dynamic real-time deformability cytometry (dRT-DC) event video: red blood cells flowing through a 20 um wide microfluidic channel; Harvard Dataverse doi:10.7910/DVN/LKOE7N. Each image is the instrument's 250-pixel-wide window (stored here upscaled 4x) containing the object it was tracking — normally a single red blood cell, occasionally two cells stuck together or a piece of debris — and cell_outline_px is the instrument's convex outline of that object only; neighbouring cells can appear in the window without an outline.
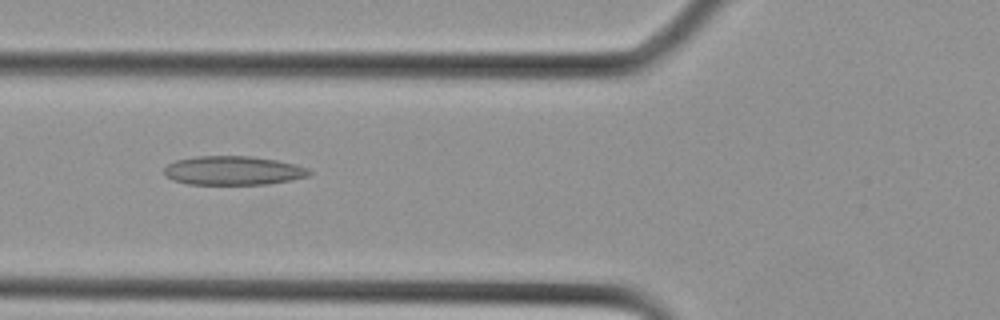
{"species": "Egyptian fruit bat (a non-hibernating species)", "species_latin": "Rousettus aegyptiacus", "temperature_condition": "cold", "stored_images_in_passage": 21, "camera_frame_rate_fps": 3000, "um_per_image_px": 0.085, "animal": {"sex": "female"}, "frame": {"image": 1, "passage_image": 11, "time_ms": 3.333, "image_size_px": [1000, 320], "cell_outline_px": [[312, 172], [308, 176], [292, 180], [268, 184], [188, 184], [172, 180], [164, 176], [164, 168], [168, 164], [176, 160], [196, 156], [252, 156], [276, 160], [296, 164], [308, 168]], "centroid_in_image_um": [19.82, 14.5], "position_along_channel_um": 106.0, "area_um2": 24.62}}
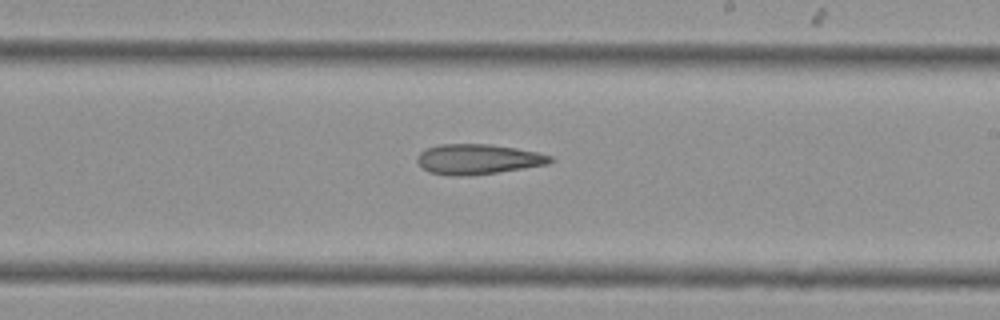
{"frame": {"image": 2, "passage_image": 17, "time_ms": 5.333, "image_size_px": [1000, 320], "cell_outline_px": [[556, 160], [548, 164], [496, 172], [468, 176], [452, 176], [428, 172], [416, 160], [420, 152], [428, 148], [440, 144], [488, 144], [516, 148], [536, 152], [552, 156]], "centroid_in_image_um": [40.63, 13.53], "position_along_channel_um": 248.4, "area_um2": 23.24}}
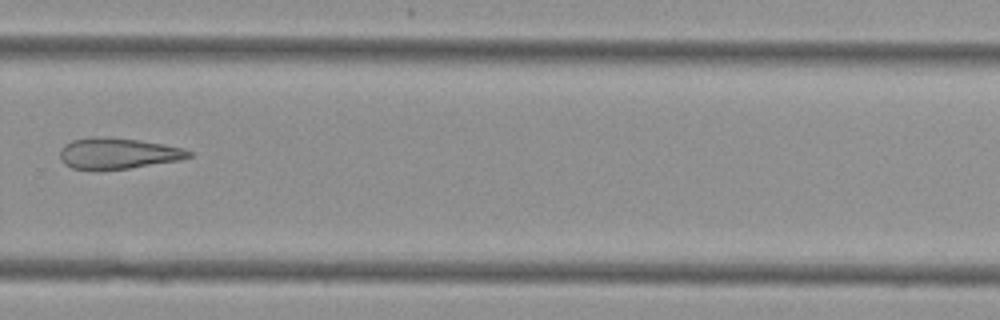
{"frame": {"image": 3, "passage_image": 20, "time_ms": 6.333, "image_size_px": [1000, 320], "cell_outline_px": [[192, 156], [180, 160], [128, 168], [72, 168], [64, 164], [60, 160], [60, 148], [64, 144], [72, 140], [92, 136], [108, 136], [140, 140], [184, 148], [192, 152]], "centroid_in_image_um": [10.01, 13.0], "position_along_channel_um": 319.8, "area_um2": 23.12}}